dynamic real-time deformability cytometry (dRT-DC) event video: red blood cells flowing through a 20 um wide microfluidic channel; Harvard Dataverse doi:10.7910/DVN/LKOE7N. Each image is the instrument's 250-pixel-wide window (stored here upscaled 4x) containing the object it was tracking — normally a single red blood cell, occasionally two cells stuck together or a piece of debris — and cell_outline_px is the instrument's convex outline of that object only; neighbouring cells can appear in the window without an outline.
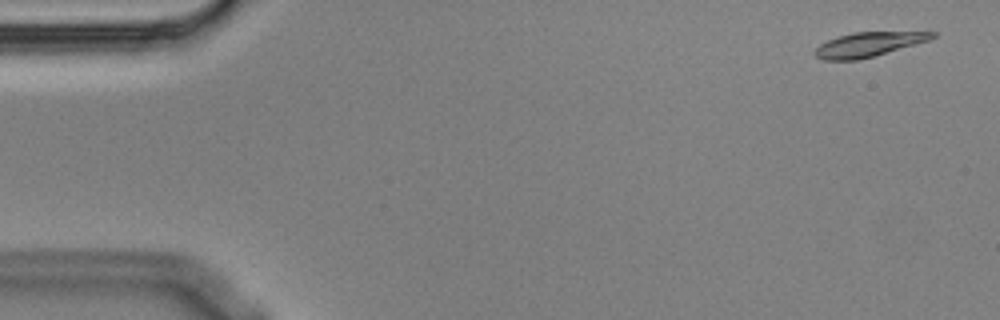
{"species": "Egyptian fruit bat (a non-hibernating species)", "species_latin": "Rousettus aegyptiacus", "temperature_condition": "cold", "stored_images_in_passage": 5, "camera_frame_rate_fps": 3000, "um_per_image_px": 0.085, "animal": {"sex": "male"}, "frame": {"image": 1, "passage_image": 1, "time_ms": 0.0, "image_size_px": [1000, 320], "cell_outline_px": [[936, 36], [928, 40], [872, 56], [856, 60], [824, 60], [816, 56], [812, 52], [820, 44], [828, 40], [852, 32], [936, 32]], "centroid_in_image_um": [73.75, 3.77], "position_along_channel_um": 11.2, "area_um2": 16.24}}
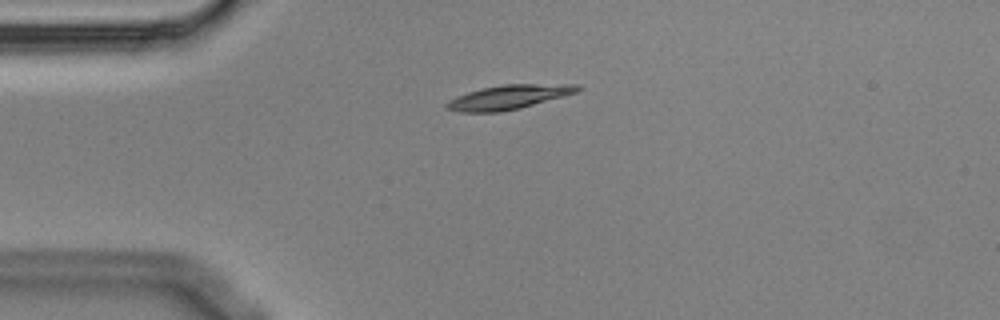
{"frame": {"image": 2, "passage_image": 4, "time_ms": 1.0, "image_size_px": [1000, 320], "cell_outline_px": [[580, 88], [576, 92], [520, 108], [500, 112], [460, 112], [444, 108], [444, 104], [448, 100], [456, 96], [468, 92], [484, 88], [504, 84], [576, 84]], "centroid_in_image_um": [43.16, 8.26], "position_along_channel_um": 41.8, "area_um2": 18.26}}